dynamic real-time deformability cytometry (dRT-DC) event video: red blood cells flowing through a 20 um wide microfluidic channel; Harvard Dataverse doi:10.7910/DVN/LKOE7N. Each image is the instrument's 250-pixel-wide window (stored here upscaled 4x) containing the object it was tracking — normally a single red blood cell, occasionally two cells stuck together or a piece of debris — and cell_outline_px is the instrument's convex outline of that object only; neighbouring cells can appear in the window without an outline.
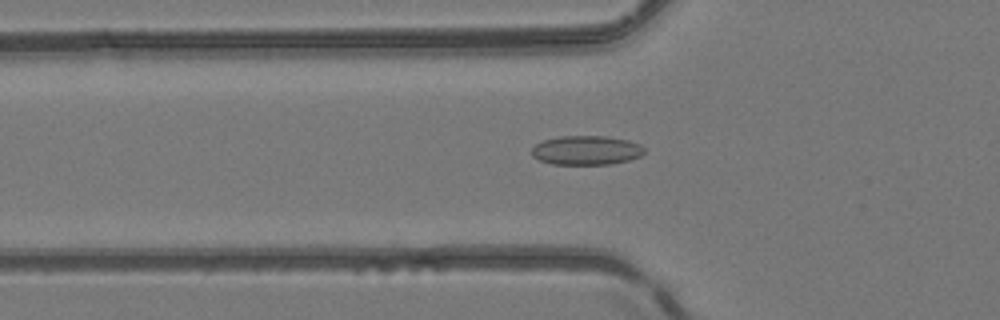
{"species": "common noctule bat (a hibernating species)", "species_latin": "Nyctalus noctula", "temperature_condition": "room temperature", "stored_images_in_passage": 49, "camera_frame_rate_fps": 3000, "um_per_image_px": 0.085, "animal": {"sex": "female", "body_mass_g": 24.6, "forearm_length_mm": 56.2}, "frame": {"image": 1, "passage_image": 17, "time_ms": 5.333, "image_size_px": [1000, 320], "cell_outline_px": [[644, 152], [640, 156], [628, 160], [608, 164], [552, 164], [540, 160], [532, 156], [532, 148], [536, 144], [544, 140], [560, 136], [604, 136], [628, 140], [640, 144], [644, 148]], "centroid_in_image_um": [49.83, 12.77], "position_along_channel_um": 76.0, "area_um2": 19.02}}
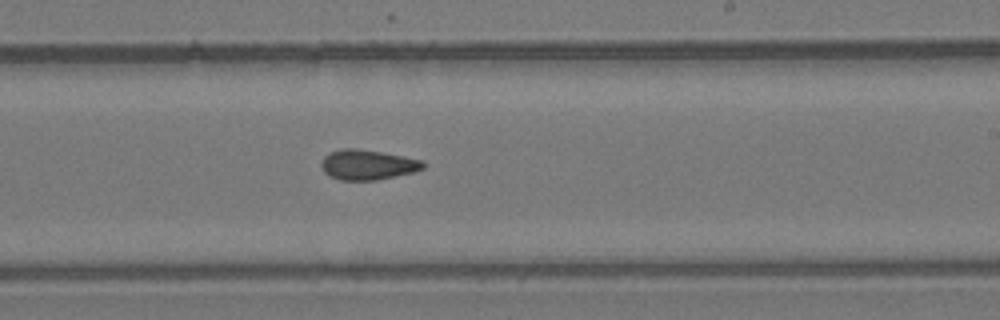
{"frame": {"image": 2, "passage_image": 30, "time_ms": 9.667, "image_size_px": [1000, 320], "cell_outline_px": [[424, 168], [412, 172], [376, 180], [340, 180], [328, 176], [324, 172], [320, 164], [324, 156], [328, 152], [340, 148], [356, 148], [380, 152], [424, 160]], "centroid_in_image_um": [31.19, 13.99], "position_along_channel_um": 257.8, "area_um2": 17.86}}
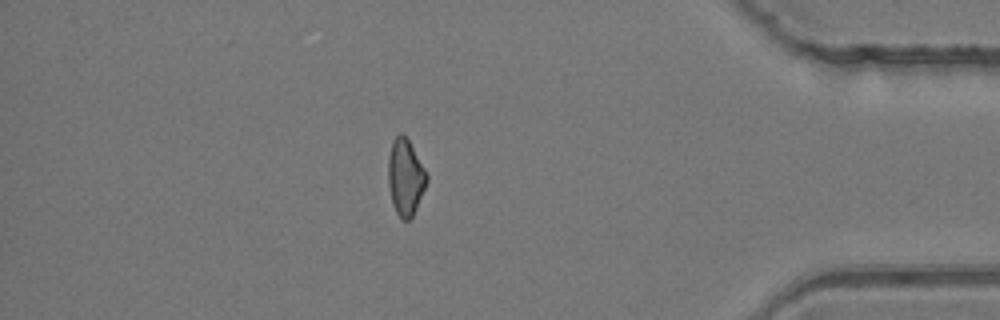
{"frame": {"image": 3, "passage_image": 43, "time_ms": 14.0, "image_size_px": [1000, 320], "cell_outline_px": [[428, 180], [416, 208], [412, 216], [408, 220], [400, 220], [392, 204], [388, 184], [388, 156], [392, 140], [400, 132], [408, 140], [424, 168], [428, 176]], "centroid_in_image_um": [34.44, 15.08], "position_along_channel_um": 400.8, "area_um2": 17.05}}